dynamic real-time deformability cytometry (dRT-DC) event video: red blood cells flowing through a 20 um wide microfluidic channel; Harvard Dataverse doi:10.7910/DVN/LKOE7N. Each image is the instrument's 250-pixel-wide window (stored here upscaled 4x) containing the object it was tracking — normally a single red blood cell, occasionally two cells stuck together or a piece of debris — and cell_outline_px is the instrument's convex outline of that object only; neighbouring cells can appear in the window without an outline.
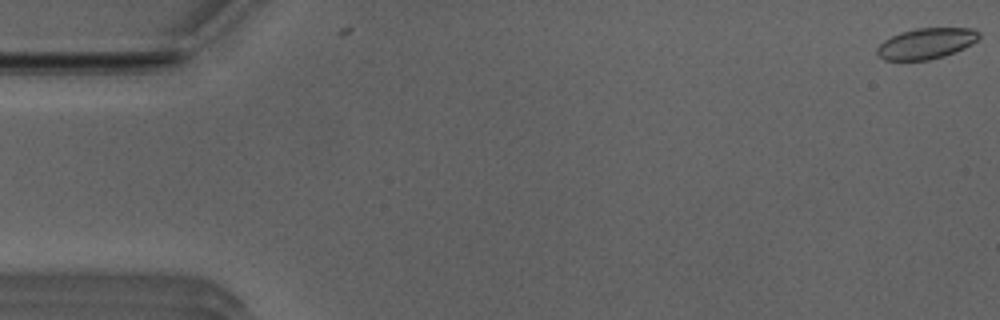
{"species": "Egyptian fruit bat (a non-hibernating species)", "species_latin": "Rousettus aegyptiacus", "temperature_condition": "room temperature", "stored_images_in_passage": 2, "camera_frame_rate_fps": 3000, "um_per_image_px": 0.085, "animal": {"sex": "male"}, "frame": {"image": 1, "passage_image": 1, "time_ms": 0.0, "image_size_px": [1000, 320], "cell_outline_px": [[980, 36], [972, 44], [956, 52], [944, 56], [928, 60], [884, 60], [876, 52], [876, 48], [884, 40], [900, 32], [916, 28], [972, 28], [980, 32]], "centroid_in_image_um": [78.74, 3.69], "position_along_channel_um": 6.3, "area_um2": 18.32}}